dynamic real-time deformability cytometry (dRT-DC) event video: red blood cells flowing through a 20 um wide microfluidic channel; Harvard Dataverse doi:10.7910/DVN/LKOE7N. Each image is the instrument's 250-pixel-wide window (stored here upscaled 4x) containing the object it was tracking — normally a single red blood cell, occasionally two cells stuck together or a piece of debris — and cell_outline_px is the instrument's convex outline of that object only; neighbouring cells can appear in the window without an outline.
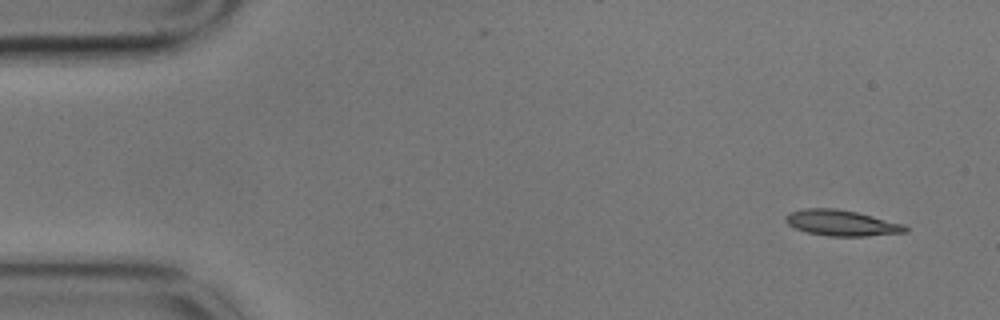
{"species": "common noctule bat (a hibernating species)", "species_latin": "Nyctalus noctula", "temperature_condition": "cold", "stored_images_in_passage": 6, "camera_frame_rate_fps": 3000, "um_per_image_px": 0.085, "animal": {"sex": "male", "body_mass_g": 17.9}, "frame": {"image": 1, "passage_image": 1, "time_ms": 0.0, "image_size_px": [1000, 320], "cell_outline_px": [[908, 232], [868, 236], [828, 236], [808, 232], [796, 228], [788, 224], [784, 220], [784, 216], [788, 212], [804, 208], [836, 208], [856, 212], [904, 224], [908, 228]], "centroid_in_image_um": [71.51, 18.94], "position_along_channel_um": 13.5, "area_um2": 18.03}}
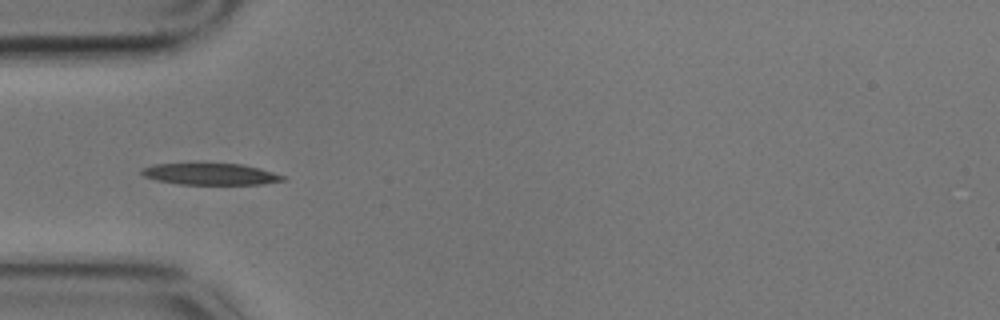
{"frame": {"image": 2, "passage_image": 5, "time_ms": 1.333, "image_size_px": [1000, 320], "cell_outline_px": [[288, 180], [264, 184], [180, 184], [156, 180], [144, 176], [140, 172], [140, 168], [156, 164], [240, 164], [260, 168], [288, 176]], "centroid_in_image_um": [17.96, 14.8], "position_along_channel_um": 67.0, "area_um2": 17.74}}